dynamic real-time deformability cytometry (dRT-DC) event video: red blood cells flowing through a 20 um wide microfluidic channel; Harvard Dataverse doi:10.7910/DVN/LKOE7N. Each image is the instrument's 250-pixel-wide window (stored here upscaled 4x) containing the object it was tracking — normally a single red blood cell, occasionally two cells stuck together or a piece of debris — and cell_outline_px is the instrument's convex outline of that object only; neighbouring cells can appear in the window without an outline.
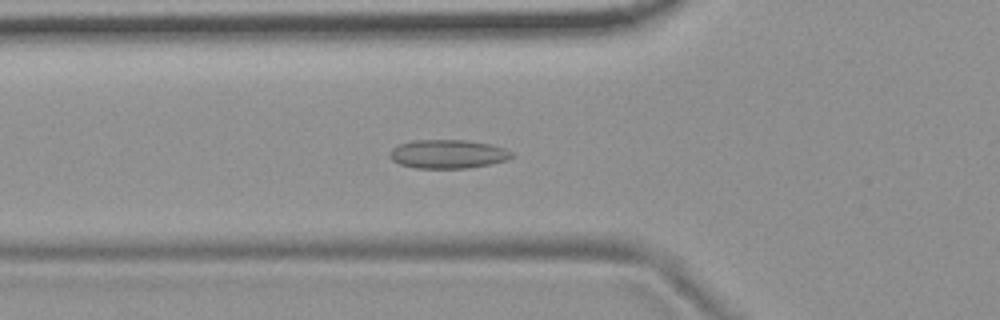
{"species": "common noctule bat (a hibernating species)", "species_latin": "Nyctalus noctula", "temperature_condition": "room temperature", "stored_images_in_passage": 44, "camera_frame_rate_fps": 3000, "um_per_image_px": 0.085, "animal": {"sex": "female", "body_mass_g": 19.9}, "frame": {"image": 1, "passage_image": 15, "time_ms": 4.667, "image_size_px": [1000, 320], "cell_outline_px": [[512, 156], [508, 160], [492, 164], [468, 168], [416, 168], [400, 164], [392, 160], [388, 156], [388, 152], [392, 148], [400, 144], [412, 140], [468, 140], [488, 144], [504, 148], [512, 152]], "centroid_in_image_um": [38.05, 13.09], "position_along_channel_um": 87.8, "area_um2": 20.52}}
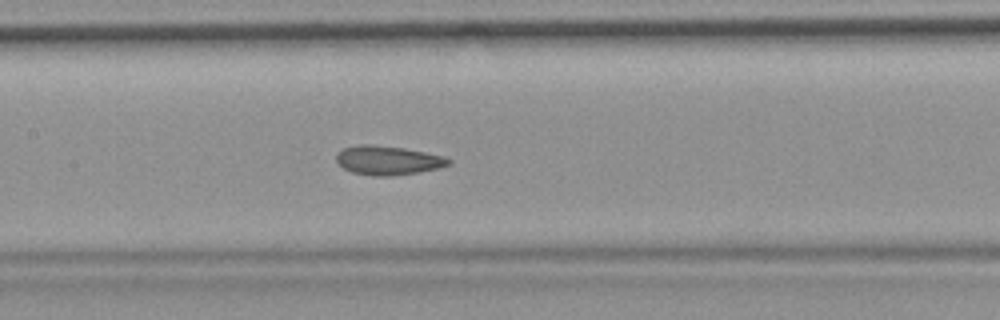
{"frame": {"image": 2, "passage_image": 22, "time_ms": 7.0, "image_size_px": [1000, 320], "cell_outline_px": [[452, 164], [440, 168], [420, 172], [392, 176], [372, 176], [352, 172], [336, 164], [336, 156], [344, 148], [360, 144], [372, 144], [404, 148], [444, 156], [452, 160]], "centroid_in_image_um": [33.0, 13.64], "position_along_channel_um": 174.4, "area_um2": 19.19}}
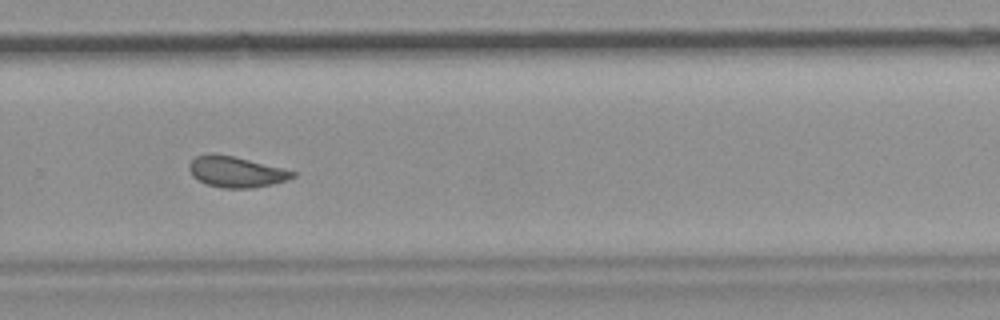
{"frame": {"image": 3, "passage_image": 33, "time_ms": 10.667, "image_size_px": [1000, 320], "cell_outline_px": [[296, 176], [288, 180], [272, 184], [252, 188], [220, 188], [208, 184], [192, 176], [188, 168], [188, 164], [196, 156], [232, 156], [296, 172]], "centroid_in_image_um": [20.08, 14.65], "position_along_channel_um": 309.7, "area_um2": 17.92}, "authors_computed_cell_mechanics": {"area_um2": 18.9006, "velocity_mm_per_s": 3.7044, "shape_relaxation_time_tau1_ms": null, "shape_relaxation_time_tau2_ms": 2.0769, "deformation_change_tau1": null, "deformation_change_tau2": 0.0814}}